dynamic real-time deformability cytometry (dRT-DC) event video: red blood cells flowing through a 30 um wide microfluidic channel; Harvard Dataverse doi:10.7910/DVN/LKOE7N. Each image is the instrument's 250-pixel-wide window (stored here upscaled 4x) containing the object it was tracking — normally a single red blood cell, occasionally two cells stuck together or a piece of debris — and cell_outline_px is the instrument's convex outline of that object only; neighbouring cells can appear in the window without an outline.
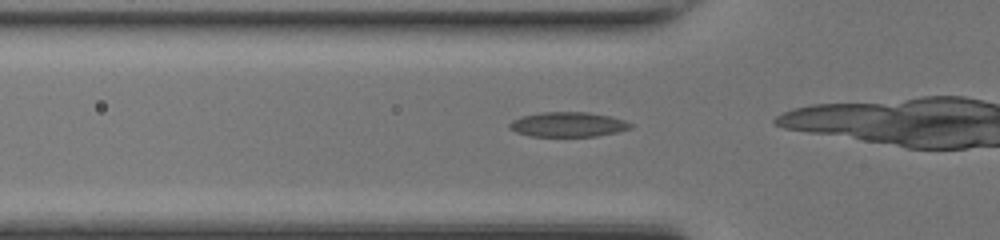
{"species": "common noctule bat (a hibernating species)", "species_latin": "Nyctalus noctula", "temperature_condition": "room temperature", "stored_images_in_passage": 12, "camera_frame_rate_fps": 3000, "um_per_image_px": 0.085, "animal": {"sex": "female", "body_mass_g": 17.0, "forearm_length_mm": 48.0}, "frame": {"image": 1, "passage_image": 9, "time_ms": 2.667, "image_size_px": [1000, 240], "cell_outline_px": [[632, 128], [616, 132], [596, 136], [532, 136], [516, 132], [508, 128], [508, 124], [512, 120], [520, 116], [540, 112], [588, 112], [612, 116], [624, 120], [632, 124]], "centroid_in_image_um": [48.26, 10.57], "position_along_channel_um": 77.5, "area_um2": 17.57}}